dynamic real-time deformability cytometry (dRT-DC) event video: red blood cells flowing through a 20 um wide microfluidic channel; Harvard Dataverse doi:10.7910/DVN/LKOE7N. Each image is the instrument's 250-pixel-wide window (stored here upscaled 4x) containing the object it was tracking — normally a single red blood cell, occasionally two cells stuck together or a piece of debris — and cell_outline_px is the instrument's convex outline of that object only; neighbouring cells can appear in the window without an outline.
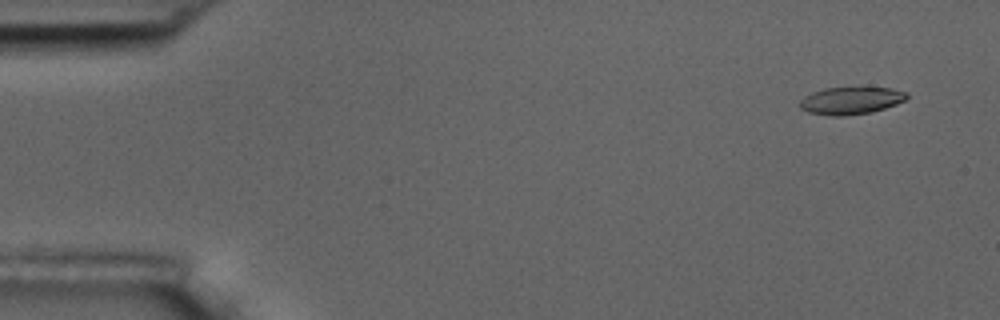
{"species": "common noctule bat (a hibernating species)", "species_latin": "Nyctalus noctula", "temperature_condition": "room temperature", "stored_images_in_passage": 5, "segment_of_instrument_passage": [1, 2], "camera_frame_rate_fps": 3000, "um_per_image_px": 0.085, "animal": {"sex": "male", "body_mass_g": 17.5, "forearm_length_mm": 52.3}, "frame": {"image": 1, "passage_image": 1, "time_ms": 0.0, "image_size_px": [1000, 320], "cell_outline_px": [[908, 96], [904, 100], [896, 104], [884, 108], [868, 112], [844, 116], [832, 116], [808, 112], [800, 108], [800, 100], [804, 96], [812, 92], [824, 88], [892, 88], [908, 92]], "centroid_in_image_um": [72.3, 8.55], "position_along_channel_um": 12.7, "area_um2": 16.88}}
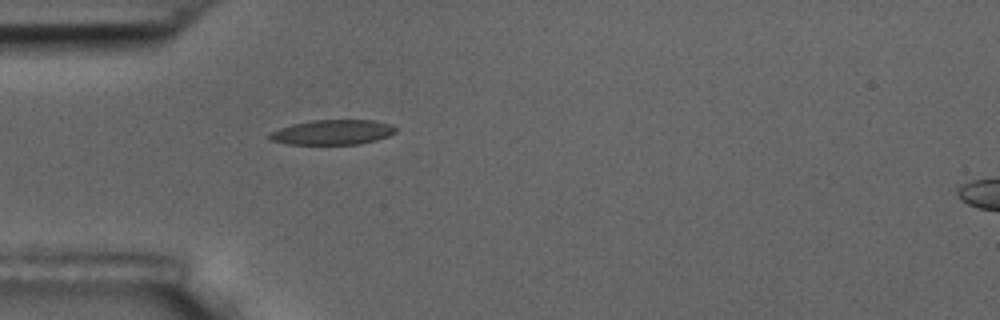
{"frame": {"image": 2, "passage_image": 4, "time_ms": 4.333, "image_size_px": [1000, 320], "cell_outline_px": [[396, 132], [388, 136], [376, 140], [360, 144], [288, 144], [272, 140], [268, 136], [268, 132], [292, 124], [312, 120], [372, 120], [388, 124], [396, 128]], "centroid_in_image_um": [28.24, 11.24], "position_along_channel_um": 56.8, "area_um2": 18.21}}